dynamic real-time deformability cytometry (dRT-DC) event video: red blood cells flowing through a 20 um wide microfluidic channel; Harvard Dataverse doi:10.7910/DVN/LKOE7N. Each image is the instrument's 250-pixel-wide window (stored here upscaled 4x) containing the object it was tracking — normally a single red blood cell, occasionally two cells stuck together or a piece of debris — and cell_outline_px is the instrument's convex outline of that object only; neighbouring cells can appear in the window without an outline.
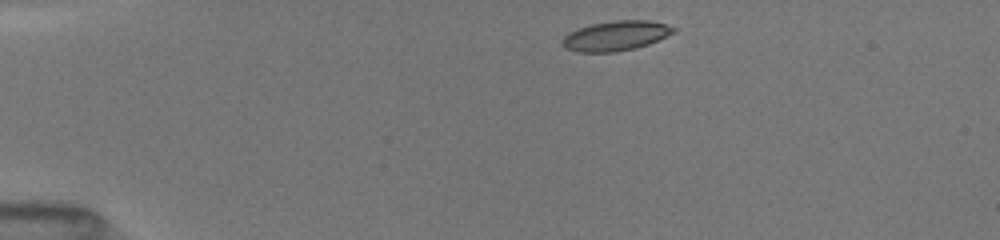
{"species": "common noctule bat (a hibernating species)", "species_latin": "Nyctalus noctula", "temperature_condition": "room temperature", "stored_images_in_passage": 8, "camera_frame_rate_fps": 3000, "um_per_image_px": 0.085, "animal": {"sex": "female", "body_mass_g": 19.5, "forearm_length_mm": 54.1}, "frame": {"image": 1, "passage_image": 1, "time_ms": 0.0, "image_size_px": [1000, 240], "cell_outline_px": [[676, 32], [648, 44], [636, 48], [616, 52], [576, 52], [564, 48], [564, 36], [568, 32], [592, 24], [616, 20], [648, 20], [664, 24], [676, 28]], "centroid_in_image_um": [52.35, 3.05], "position_along_channel_um": 32.6, "area_um2": 19.19}}
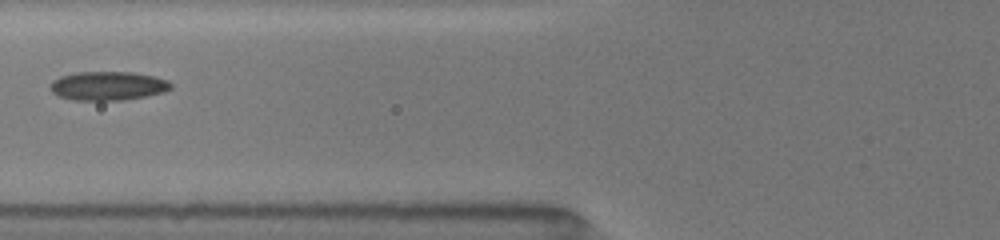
{"frame": {"image": 2, "passage_image": 6, "time_ms": 3.667, "image_size_px": [1000, 240], "cell_outline_px": [[172, 88], [164, 92], [148, 96], [124, 100], [72, 100], [56, 96], [52, 92], [52, 80], [60, 76], [76, 72], [132, 72], [152, 76], [168, 80], [172, 84]], "centroid_in_image_um": [9.18, 7.3], "position_along_channel_um": 116.6, "area_um2": 20.4}}
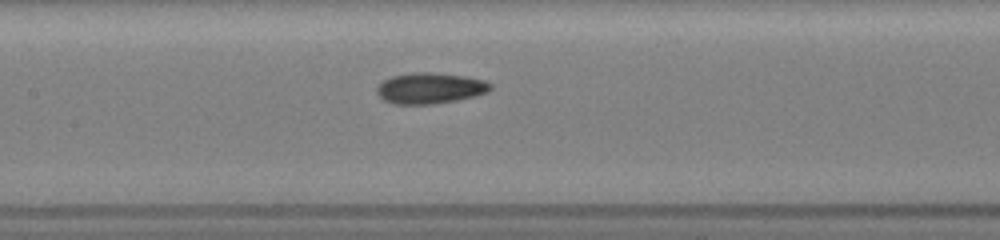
{"frame": {"image": 3, "passage_image": 8, "time_ms": 5.0, "image_size_px": [1000, 240], "cell_outline_px": [[492, 88], [488, 92], [456, 100], [432, 104], [392, 104], [384, 100], [376, 92], [376, 88], [384, 80], [392, 76], [408, 72], [432, 72], [468, 76], [484, 80], [492, 84]], "centroid_in_image_um": [36.55, 7.48], "position_along_channel_um": 170.8, "area_um2": 20.58}}